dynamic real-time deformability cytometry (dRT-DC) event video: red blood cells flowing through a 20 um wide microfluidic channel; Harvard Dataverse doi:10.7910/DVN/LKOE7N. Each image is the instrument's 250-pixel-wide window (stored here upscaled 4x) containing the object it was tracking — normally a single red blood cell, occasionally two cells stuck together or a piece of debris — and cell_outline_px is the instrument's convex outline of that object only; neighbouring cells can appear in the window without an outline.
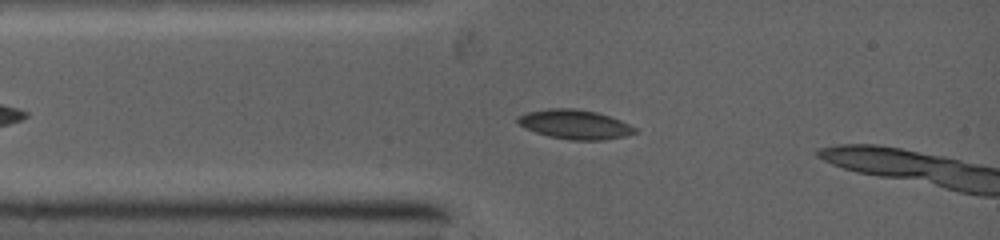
{"species": "common noctule bat (a hibernating species)", "species_latin": "Nyctalus noctula", "temperature_condition": "warm", "stored_images_in_passage": 13, "camera_frame_rate_fps": 5000, "um_per_image_px": 0.085, "animal": {"sex": "female", "body_mass_g": 19.0, "forearm_length_mm": 53.3}, "frame": {"image": 1, "passage_image": 2, "time_ms": 0.8, "image_size_px": [1000, 240], "cell_outline_px": [[636, 132], [624, 136], [604, 140], [572, 140], [548, 136], [536, 132], [520, 124], [516, 120], [520, 116], [528, 112], [552, 108], [572, 108], [596, 112], [620, 120], [636, 128]], "centroid_in_image_um": [48.89, 10.58], "position_along_channel_um": 36.1, "area_um2": 19.59}}
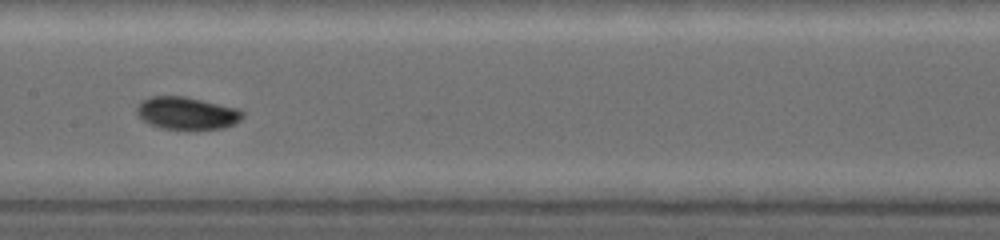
{"frame": {"image": 2, "passage_image": 6, "time_ms": 4.4, "image_size_px": [1000, 240], "cell_outline_px": [[244, 116], [240, 120], [224, 128], [164, 128], [152, 124], [144, 120], [140, 116], [140, 104], [144, 100], [152, 96], [180, 96], [200, 100], [236, 108], [244, 112]], "centroid_in_image_um": [15.95, 9.61], "position_along_channel_um": 191.5, "area_um2": 19.02}}
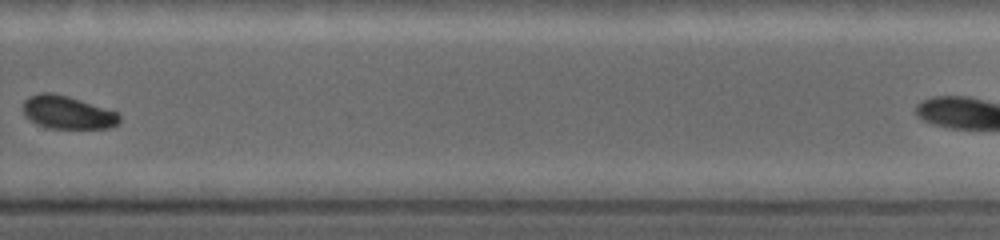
{"frame": {"image": 3, "passage_image": 9, "time_ms": 7.4, "image_size_px": [1000, 240], "cell_outline_px": [[120, 120], [116, 124], [108, 128], [48, 128], [36, 124], [24, 112], [24, 100], [28, 96], [40, 92], [48, 92], [68, 96], [116, 112], [120, 116]], "centroid_in_image_um": [5.72, 9.55], "position_along_channel_um": 324.1, "area_um2": 18.21}}